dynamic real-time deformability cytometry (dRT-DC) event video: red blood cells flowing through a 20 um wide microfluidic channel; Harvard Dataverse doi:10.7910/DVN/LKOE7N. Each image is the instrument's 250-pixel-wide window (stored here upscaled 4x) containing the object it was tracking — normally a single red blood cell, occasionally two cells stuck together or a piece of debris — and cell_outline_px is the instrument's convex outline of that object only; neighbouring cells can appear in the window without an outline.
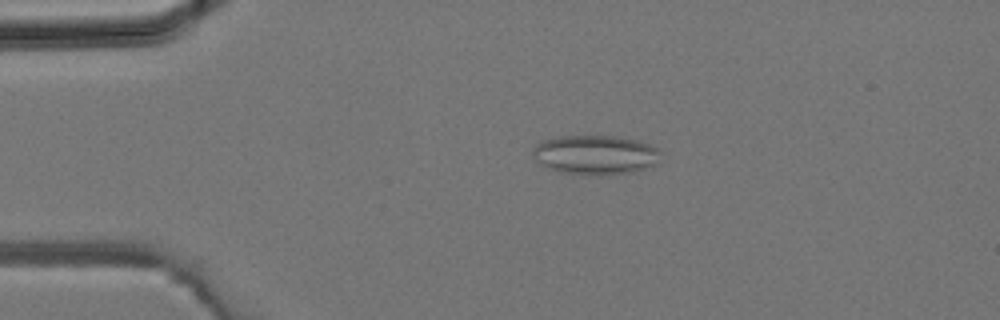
{"species": "common noctule bat (a hibernating species)", "species_latin": "Nyctalus noctula", "temperature_condition": "room temperature", "stored_images_in_passage": 4, "camera_frame_rate_fps": 3000, "um_per_image_px": 0.085, "animal": {"sex": "male", "body_mass_g": 19.2, "forearm_length_mm": 51.8}, "frame": {"image": 1, "passage_image": 3, "time_ms": 0.667, "image_size_px": [1000, 320], "cell_outline_px": [[664, 152], [660, 164], [632, 172], [560, 172], [548, 168], [540, 164], [532, 156], [532, 148], [540, 140], [556, 136], [616, 136], [640, 140]], "centroid_in_image_um": [50.63, 13.1], "position_along_channel_um": 34.4, "area_um2": 29.13}}